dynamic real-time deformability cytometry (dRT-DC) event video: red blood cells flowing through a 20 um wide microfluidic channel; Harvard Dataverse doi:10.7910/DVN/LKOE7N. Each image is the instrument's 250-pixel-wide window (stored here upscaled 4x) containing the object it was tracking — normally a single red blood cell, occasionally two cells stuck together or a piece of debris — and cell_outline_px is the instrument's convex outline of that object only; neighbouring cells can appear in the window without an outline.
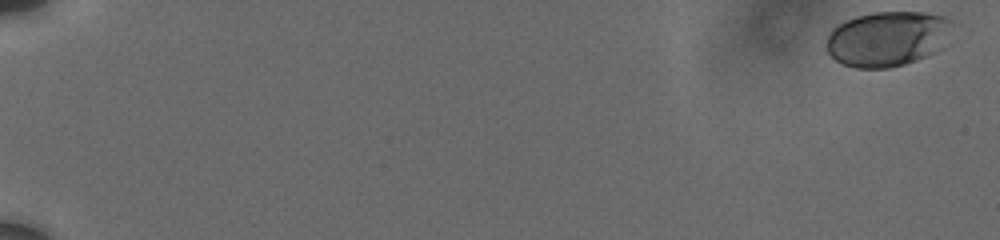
{"species": "human", "species_latin": "Homo sapiens", "temperature_condition": "cold", "stored_images_in_passage": 19, "camera_frame_rate_fps": 3000, "um_per_image_px": 0.085, "donor": {"sex": "male"}, "frame": {"image": 1, "passage_image": 1, "time_ms": 0.0, "image_size_px": [1000, 240], "cell_outline_px": [[952, 20], [944, 48], [928, 56], [904, 64], [888, 68], [856, 68], [840, 64], [828, 52], [828, 32], [832, 28], [856, 16], [872, 12], [924, 12], [944, 16]], "centroid_in_image_um": [75.45, 3.3], "position_along_channel_um": 9.5, "area_um2": 40.52}}
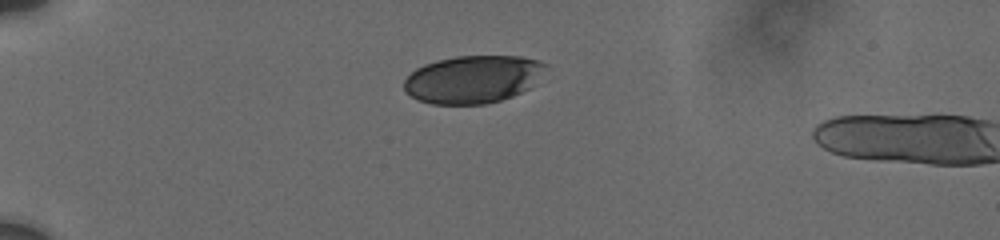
{"frame": {"image": 2, "passage_image": 17, "time_ms": 5.333, "image_size_px": [1000, 240], "cell_outline_px": [[548, 64], [528, 88], [512, 96], [500, 100], [484, 104], [432, 104], [416, 100], [404, 92], [404, 80], [416, 68], [424, 64], [456, 56], [520, 56], [536, 60]], "centroid_in_image_um": [40.13, 6.74], "position_along_channel_um": 44.9, "area_um2": 39.02}}